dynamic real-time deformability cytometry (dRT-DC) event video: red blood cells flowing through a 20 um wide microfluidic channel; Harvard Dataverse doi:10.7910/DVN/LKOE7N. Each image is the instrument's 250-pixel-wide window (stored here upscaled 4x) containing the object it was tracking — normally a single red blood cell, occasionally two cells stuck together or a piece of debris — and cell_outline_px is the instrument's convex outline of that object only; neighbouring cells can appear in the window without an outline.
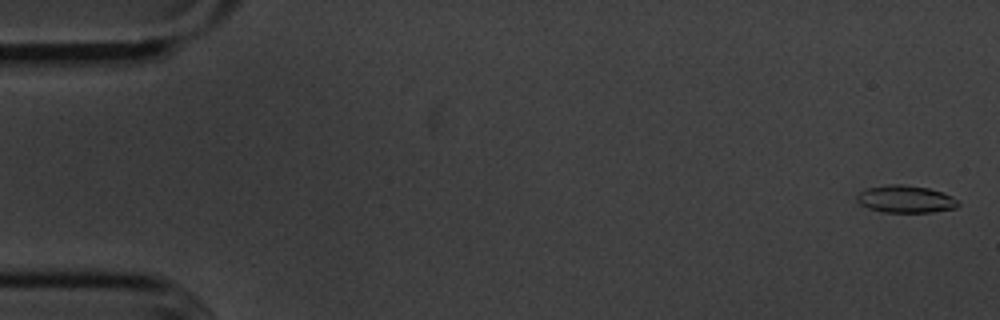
{"species": "common noctule bat (a hibernating species)", "species_latin": "Nyctalus noctula", "temperature_condition": "cold", "stored_images_in_passage": 11, "camera_frame_rate_fps": 3000, "um_per_image_px": 0.085, "animal": {"sex": "male", "body_mass_g": 20.1, "forearm_length_mm": 53.5}, "frame": {"image": 1, "passage_image": 2, "time_ms": 0.333, "image_size_px": [1000, 320], "cell_outline_px": [[960, 204], [956, 208], [932, 212], [884, 212], [868, 208], [860, 204], [856, 200], [856, 196], [864, 188], [888, 184], [904, 184], [928, 188], [952, 196]], "centroid_in_image_um": [76.94, 16.92], "position_along_channel_um": 8.1, "area_um2": 16.18}}